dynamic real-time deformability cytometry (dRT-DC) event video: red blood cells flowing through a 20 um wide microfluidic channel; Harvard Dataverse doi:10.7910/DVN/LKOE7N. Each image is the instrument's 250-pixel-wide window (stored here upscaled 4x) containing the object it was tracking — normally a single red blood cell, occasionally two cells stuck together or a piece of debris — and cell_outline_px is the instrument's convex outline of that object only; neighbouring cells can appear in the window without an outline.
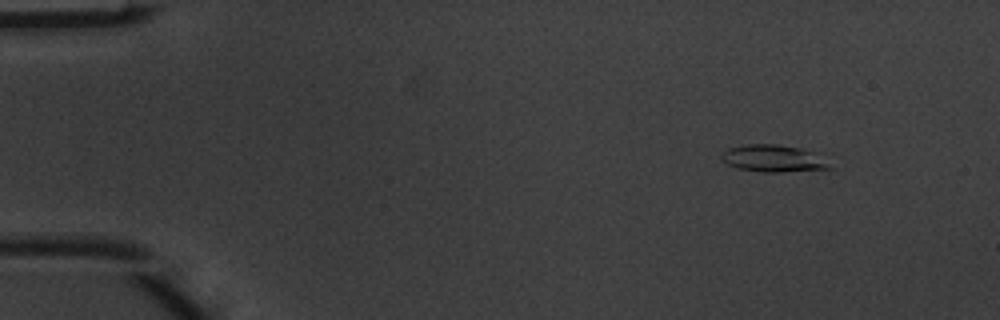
{"species": "common noctule bat (a hibernating species)", "species_latin": "Nyctalus noctula", "temperature_condition": "warm", "stored_images_in_passage": 3, "camera_frame_rate_fps": 3000, "um_per_image_px": 0.085, "animal": {"sex": "male", "body_mass_g": 20.1, "forearm_length_mm": 53.5}, "frame": {"image": 1, "passage_image": 1, "time_ms": 0.0, "image_size_px": [1000, 320], "cell_outline_px": [[836, 168], [784, 172], [760, 172], [740, 168], [728, 164], [720, 156], [728, 148], [744, 144], [776, 144], [800, 148], [812, 152]], "centroid_in_image_um": [65.74, 13.47], "position_along_channel_um": 19.3, "area_um2": 16.88}}